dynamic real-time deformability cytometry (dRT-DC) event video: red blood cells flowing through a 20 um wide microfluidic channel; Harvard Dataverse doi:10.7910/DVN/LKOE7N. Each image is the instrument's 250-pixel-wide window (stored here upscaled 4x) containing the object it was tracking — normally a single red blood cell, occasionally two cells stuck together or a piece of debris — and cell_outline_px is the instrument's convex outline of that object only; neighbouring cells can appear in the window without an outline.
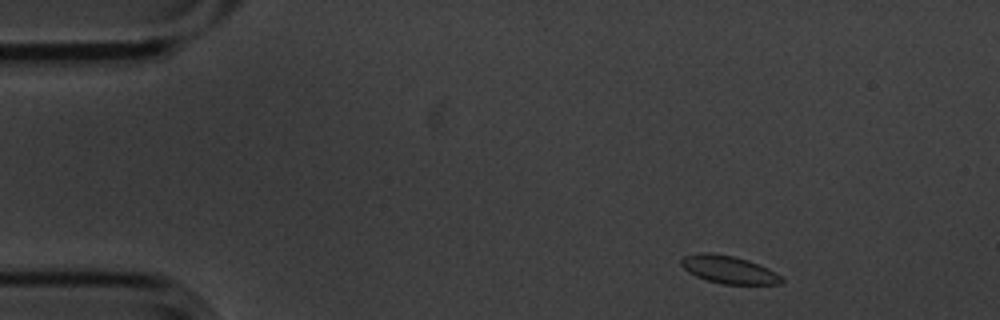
{"species": "common noctule bat (a hibernating species)", "species_latin": "Nyctalus noctula", "temperature_condition": "cold", "stored_images_in_passage": 4, "camera_frame_rate_fps": 3000, "um_per_image_px": 0.085, "animal": {"sex": "male", "body_mass_g": 20.1, "forearm_length_mm": 53.5}, "frame": {"image": 1, "passage_image": 1, "time_ms": 0.0, "image_size_px": [1000, 320], "cell_outline_px": [[784, 284], [720, 284], [696, 276], [688, 272], [680, 264], [680, 260], [684, 256], [696, 252], [712, 252], [732, 256], [748, 260], [768, 268], [776, 272], [784, 280]], "centroid_in_image_um": [61.93, 22.91], "position_along_channel_um": 23.1, "area_um2": 16.36}}